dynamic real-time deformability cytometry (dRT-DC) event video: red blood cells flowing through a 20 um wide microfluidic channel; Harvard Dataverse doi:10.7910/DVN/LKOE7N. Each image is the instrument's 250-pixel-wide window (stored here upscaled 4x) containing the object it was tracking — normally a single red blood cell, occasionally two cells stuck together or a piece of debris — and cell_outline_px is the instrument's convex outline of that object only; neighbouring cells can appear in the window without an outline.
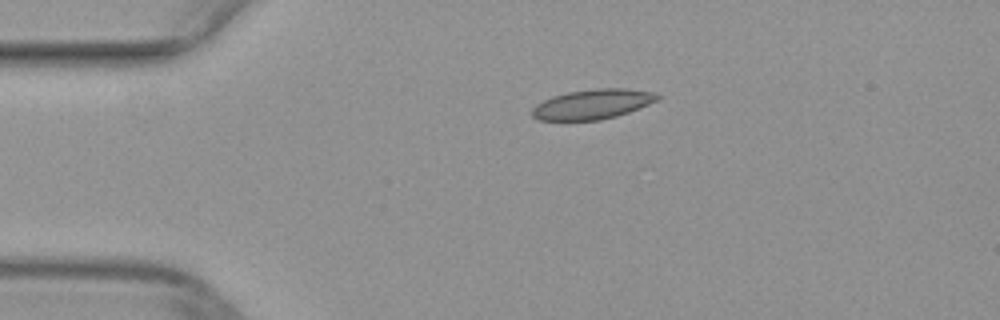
{"species": "common noctule bat (a hibernating species)", "species_latin": "Nyctalus noctula", "temperature_condition": "warm", "stored_images_in_passage": 41, "camera_frame_rate_fps": 3000, "um_per_image_px": 0.085, "animal": {"sex": "female", "body_mass_g": 29.2, "forearm_length_mm": 56.3}, "frame": {"image": 1, "passage_image": 1, "time_ms": 0.0, "image_size_px": [1000, 320], "cell_outline_px": [[660, 96], [656, 100], [648, 104], [628, 112], [616, 116], [600, 120], [540, 120], [532, 116], [532, 108], [536, 104], [552, 96], [568, 92], [596, 88], [624, 88], [656, 92]], "centroid_in_image_um": [50.36, 8.85], "position_along_channel_um": 34.6, "area_um2": 21.68}}
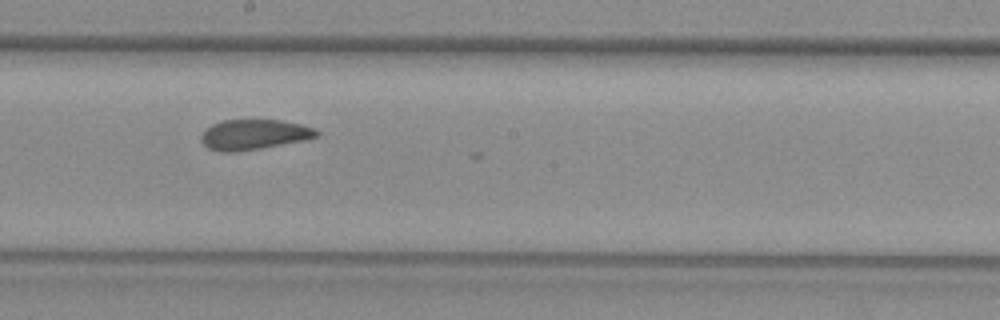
{"frame": {"image": 2, "passage_image": 18, "time_ms": 5.667, "image_size_px": [1000, 320], "cell_outline_px": [[320, 132], [316, 136], [304, 140], [260, 148], [236, 152], [220, 152], [208, 148], [200, 140], [200, 136], [204, 128], [212, 124], [224, 120], [280, 120], [300, 124], [316, 128]], "centroid_in_image_um": [21.54, 11.43], "position_along_channel_um": 226.7, "area_um2": 20.35}}
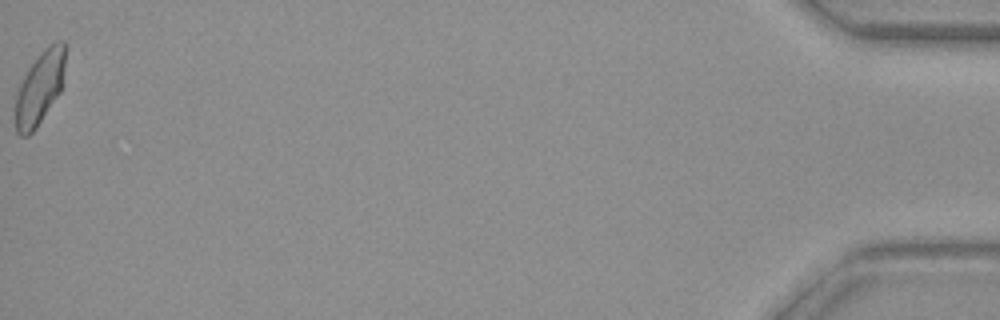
{"frame": {"image": 3, "passage_image": 41, "time_ms": 13.333, "image_size_px": [1000, 320], "cell_outline_px": [[64, 64], [60, 92], [36, 128], [28, 136], [20, 136], [16, 132], [16, 96], [20, 84], [28, 68], [40, 52], [48, 44], [56, 40], [64, 40]], "centroid_in_image_um": [3.37, 7.45], "position_along_channel_um": 431.8, "area_um2": 20.98}}